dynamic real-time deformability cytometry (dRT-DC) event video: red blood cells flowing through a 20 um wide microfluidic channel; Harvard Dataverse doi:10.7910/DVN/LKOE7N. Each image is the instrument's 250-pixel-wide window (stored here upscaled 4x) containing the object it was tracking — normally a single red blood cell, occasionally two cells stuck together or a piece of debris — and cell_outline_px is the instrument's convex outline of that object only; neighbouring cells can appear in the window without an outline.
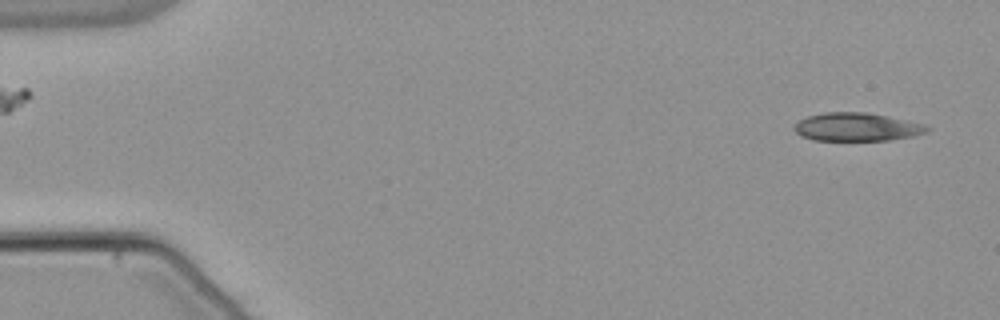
{"species": "common noctule bat (a hibernating species)", "species_latin": "Nyctalus noctula", "temperature_condition": "warm", "stored_images_in_passage": 53, "camera_frame_rate_fps": 3000, "um_per_image_px": 0.085, "animal": {"sex": "male", "body_mass_g": 21.5, "forearm_length_mm": 52.0}, "frame": {"image": 1, "passage_image": 2, "time_ms": 0.333, "image_size_px": [1000, 320], "cell_outline_px": [[932, 128], [928, 132], [912, 136], [888, 140], [812, 140], [800, 136], [792, 128], [800, 120], [808, 116], [824, 112], [868, 112], [888, 116], [924, 124]], "centroid_in_image_um": [72.83, 10.79], "position_along_channel_um": 12.2, "area_um2": 21.91}}
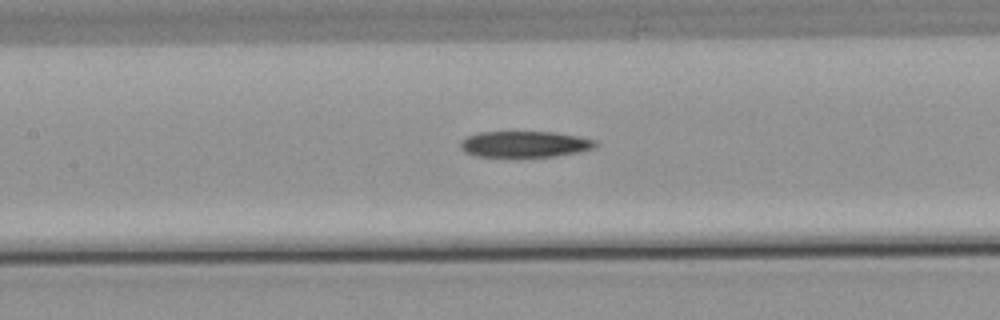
{"frame": {"image": 2, "passage_image": 24, "time_ms": 7.667, "image_size_px": [1000, 320], "cell_outline_px": [[600, 144], [596, 148], [580, 152], [556, 156], [476, 156], [464, 152], [460, 148], [460, 140], [468, 136], [480, 132], [556, 132], [580, 136], [596, 140]], "centroid_in_image_um": [44.66, 12.25], "position_along_channel_um": 162.7, "area_um2": 20.75}}
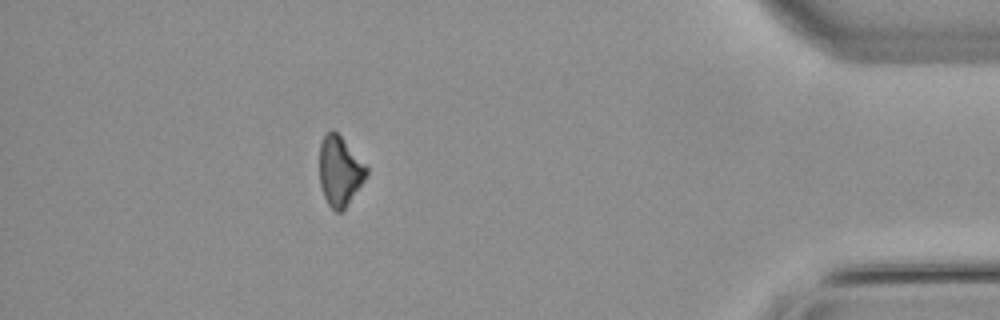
{"frame": {"image": 3, "passage_image": 47, "time_ms": 15.333, "image_size_px": [1000, 320], "cell_outline_px": [[368, 172], [364, 180], [344, 208], [340, 212], [336, 212], [328, 204], [324, 196], [320, 184], [320, 144], [324, 136], [332, 128], [340, 136], [368, 168]], "centroid_in_image_um": [28.86, 14.53], "position_along_channel_um": 406.3, "area_um2": 18.55}}